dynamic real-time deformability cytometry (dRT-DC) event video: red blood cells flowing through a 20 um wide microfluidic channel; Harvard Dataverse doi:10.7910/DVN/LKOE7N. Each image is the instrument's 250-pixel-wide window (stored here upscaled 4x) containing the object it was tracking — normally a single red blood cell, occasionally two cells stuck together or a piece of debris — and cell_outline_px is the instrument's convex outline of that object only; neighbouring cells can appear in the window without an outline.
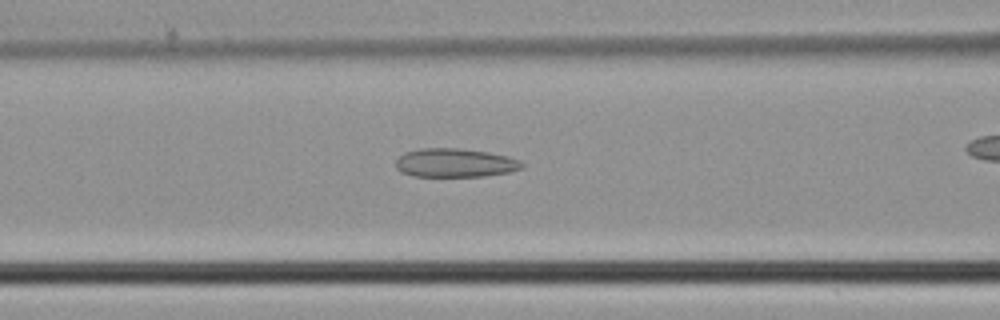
{"species": "common noctule bat (a hibernating species)", "species_latin": "Nyctalus noctula", "temperature_condition": "cold", "stored_images_in_passage": 30, "camera_frame_rate_fps": 3000, "um_per_image_px": 0.085, "animal": {"sex": "male", "body_mass_g": 21.5, "forearm_length_mm": 52.0}, "frame": {"image": 1, "passage_image": 12, "time_ms": 3.667, "image_size_px": [1000, 320], "cell_outline_px": [[524, 168], [508, 172], [484, 176], [412, 176], [400, 172], [396, 168], [396, 160], [404, 152], [420, 148], [460, 148], [488, 152], [508, 156], [520, 160], [524, 164]], "centroid_in_image_um": [38.67, 13.84], "position_along_channel_um": 127.9, "area_um2": 21.27}}
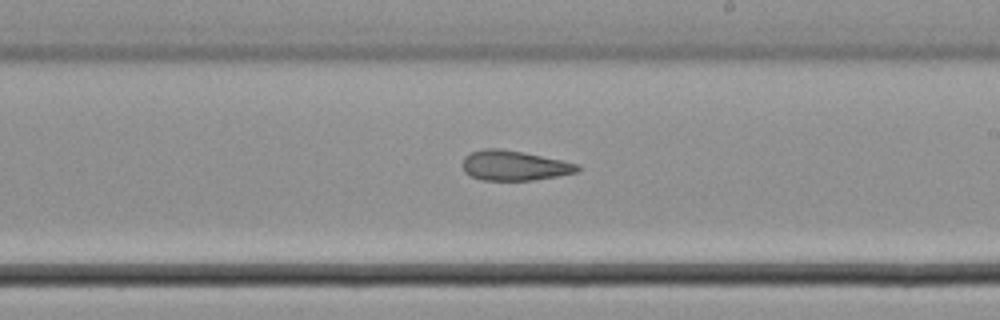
{"frame": {"image": 2, "passage_image": 20, "time_ms": 6.333, "image_size_px": [1000, 320], "cell_outline_px": [[580, 172], [532, 180], [484, 180], [472, 176], [464, 172], [464, 156], [472, 152], [484, 148], [500, 148], [524, 152], [580, 164]], "centroid_in_image_um": [43.75, 14.06], "position_along_channel_um": 245.3, "area_um2": 20.0}}
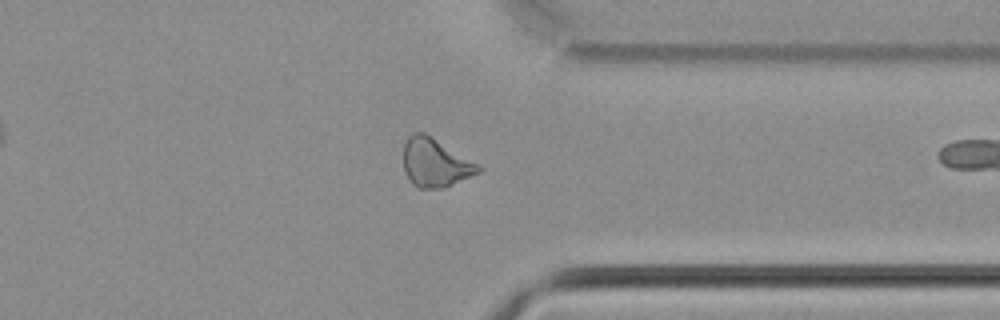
{"frame": {"image": 3, "passage_image": 29, "time_ms": 9.333, "image_size_px": [1000, 320], "cell_outline_px": [[484, 168], [480, 172], [440, 188], [420, 188], [412, 184], [404, 172], [404, 140], [412, 132], [424, 132], [480, 164]], "centroid_in_image_um": [36.98, 13.8], "position_along_channel_um": 374.4, "area_um2": 21.15}}